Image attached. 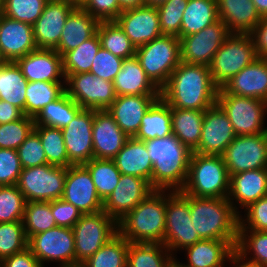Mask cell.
Masks as SVG:
<instances>
[{"label":"cell","mask_w":267,"mask_h":267,"mask_svg":"<svg viewBox=\"0 0 267 267\" xmlns=\"http://www.w3.org/2000/svg\"><path fill=\"white\" fill-rule=\"evenodd\" d=\"M93 109H82L61 129L68 154L69 166L84 165L94 158L92 127Z\"/></svg>","instance_id":"17"},{"label":"cell","mask_w":267,"mask_h":267,"mask_svg":"<svg viewBox=\"0 0 267 267\" xmlns=\"http://www.w3.org/2000/svg\"><path fill=\"white\" fill-rule=\"evenodd\" d=\"M98 25L99 21L96 18L80 6H76L66 19L56 52L63 56L66 52L74 50L97 33Z\"/></svg>","instance_id":"29"},{"label":"cell","mask_w":267,"mask_h":267,"mask_svg":"<svg viewBox=\"0 0 267 267\" xmlns=\"http://www.w3.org/2000/svg\"><path fill=\"white\" fill-rule=\"evenodd\" d=\"M101 47V42L96 33L90 39L84 41L74 50L66 52L63 58V70L65 75L90 72L93 60Z\"/></svg>","instance_id":"43"},{"label":"cell","mask_w":267,"mask_h":267,"mask_svg":"<svg viewBox=\"0 0 267 267\" xmlns=\"http://www.w3.org/2000/svg\"><path fill=\"white\" fill-rule=\"evenodd\" d=\"M66 93L83 109L107 110L116 99L113 82L91 72L65 75Z\"/></svg>","instance_id":"13"},{"label":"cell","mask_w":267,"mask_h":267,"mask_svg":"<svg viewBox=\"0 0 267 267\" xmlns=\"http://www.w3.org/2000/svg\"><path fill=\"white\" fill-rule=\"evenodd\" d=\"M46 3L47 0H4L3 15L33 25Z\"/></svg>","instance_id":"50"},{"label":"cell","mask_w":267,"mask_h":267,"mask_svg":"<svg viewBox=\"0 0 267 267\" xmlns=\"http://www.w3.org/2000/svg\"><path fill=\"white\" fill-rule=\"evenodd\" d=\"M205 111L171 107L172 134L194 152L199 145Z\"/></svg>","instance_id":"33"},{"label":"cell","mask_w":267,"mask_h":267,"mask_svg":"<svg viewBox=\"0 0 267 267\" xmlns=\"http://www.w3.org/2000/svg\"><path fill=\"white\" fill-rule=\"evenodd\" d=\"M0 267H43L31 250H25L13 254L0 262Z\"/></svg>","instance_id":"58"},{"label":"cell","mask_w":267,"mask_h":267,"mask_svg":"<svg viewBox=\"0 0 267 267\" xmlns=\"http://www.w3.org/2000/svg\"><path fill=\"white\" fill-rule=\"evenodd\" d=\"M135 57L151 82L161 90L181 63L179 37L161 35L136 48Z\"/></svg>","instance_id":"6"},{"label":"cell","mask_w":267,"mask_h":267,"mask_svg":"<svg viewBox=\"0 0 267 267\" xmlns=\"http://www.w3.org/2000/svg\"><path fill=\"white\" fill-rule=\"evenodd\" d=\"M172 267H180L176 262L172 265Z\"/></svg>","instance_id":"68"},{"label":"cell","mask_w":267,"mask_h":267,"mask_svg":"<svg viewBox=\"0 0 267 267\" xmlns=\"http://www.w3.org/2000/svg\"><path fill=\"white\" fill-rule=\"evenodd\" d=\"M34 129V118L23 115L19 120L0 124V148L17 150Z\"/></svg>","instance_id":"51"},{"label":"cell","mask_w":267,"mask_h":267,"mask_svg":"<svg viewBox=\"0 0 267 267\" xmlns=\"http://www.w3.org/2000/svg\"><path fill=\"white\" fill-rule=\"evenodd\" d=\"M191 222L201 239L238 240L239 214L228 198L188 195Z\"/></svg>","instance_id":"4"},{"label":"cell","mask_w":267,"mask_h":267,"mask_svg":"<svg viewBox=\"0 0 267 267\" xmlns=\"http://www.w3.org/2000/svg\"><path fill=\"white\" fill-rule=\"evenodd\" d=\"M66 167L45 164L24 168L21 171L17 187L26 202L53 201L61 199L66 180Z\"/></svg>","instance_id":"11"},{"label":"cell","mask_w":267,"mask_h":267,"mask_svg":"<svg viewBox=\"0 0 267 267\" xmlns=\"http://www.w3.org/2000/svg\"><path fill=\"white\" fill-rule=\"evenodd\" d=\"M242 213L239 230L267 231V195L250 204Z\"/></svg>","instance_id":"53"},{"label":"cell","mask_w":267,"mask_h":267,"mask_svg":"<svg viewBox=\"0 0 267 267\" xmlns=\"http://www.w3.org/2000/svg\"><path fill=\"white\" fill-rule=\"evenodd\" d=\"M144 142L153 163L152 188L181 191L187 179L192 151L173 134Z\"/></svg>","instance_id":"2"},{"label":"cell","mask_w":267,"mask_h":267,"mask_svg":"<svg viewBox=\"0 0 267 267\" xmlns=\"http://www.w3.org/2000/svg\"><path fill=\"white\" fill-rule=\"evenodd\" d=\"M170 135H172L171 107L160 97L141 119V126L134 138L148 141Z\"/></svg>","instance_id":"34"},{"label":"cell","mask_w":267,"mask_h":267,"mask_svg":"<svg viewBox=\"0 0 267 267\" xmlns=\"http://www.w3.org/2000/svg\"><path fill=\"white\" fill-rule=\"evenodd\" d=\"M80 7L99 22L115 21L122 12L117 0H84Z\"/></svg>","instance_id":"56"},{"label":"cell","mask_w":267,"mask_h":267,"mask_svg":"<svg viewBox=\"0 0 267 267\" xmlns=\"http://www.w3.org/2000/svg\"><path fill=\"white\" fill-rule=\"evenodd\" d=\"M249 34L253 39L257 56L267 58V17L261 18V21Z\"/></svg>","instance_id":"59"},{"label":"cell","mask_w":267,"mask_h":267,"mask_svg":"<svg viewBox=\"0 0 267 267\" xmlns=\"http://www.w3.org/2000/svg\"><path fill=\"white\" fill-rule=\"evenodd\" d=\"M152 191L154 189L147 180L121 174L117 186L103 201V211L118 222Z\"/></svg>","instance_id":"19"},{"label":"cell","mask_w":267,"mask_h":267,"mask_svg":"<svg viewBox=\"0 0 267 267\" xmlns=\"http://www.w3.org/2000/svg\"><path fill=\"white\" fill-rule=\"evenodd\" d=\"M76 266L81 265L118 233L117 222L103 210L83 214L72 227Z\"/></svg>","instance_id":"10"},{"label":"cell","mask_w":267,"mask_h":267,"mask_svg":"<svg viewBox=\"0 0 267 267\" xmlns=\"http://www.w3.org/2000/svg\"><path fill=\"white\" fill-rule=\"evenodd\" d=\"M255 4L258 14L263 17H267V0H252Z\"/></svg>","instance_id":"62"},{"label":"cell","mask_w":267,"mask_h":267,"mask_svg":"<svg viewBox=\"0 0 267 267\" xmlns=\"http://www.w3.org/2000/svg\"><path fill=\"white\" fill-rule=\"evenodd\" d=\"M113 86L116 96L160 95V90L147 77L135 56L123 60Z\"/></svg>","instance_id":"32"},{"label":"cell","mask_w":267,"mask_h":267,"mask_svg":"<svg viewBox=\"0 0 267 267\" xmlns=\"http://www.w3.org/2000/svg\"><path fill=\"white\" fill-rule=\"evenodd\" d=\"M115 22L136 48L163 35L156 6L143 5L124 10Z\"/></svg>","instance_id":"20"},{"label":"cell","mask_w":267,"mask_h":267,"mask_svg":"<svg viewBox=\"0 0 267 267\" xmlns=\"http://www.w3.org/2000/svg\"><path fill=\"white\" fill-rule=\"evenodd\" d=\"M15 62L28 81L66 82L63 58L55 49L37 48Z\"/></svg>","instance_id":"23"},{"label":"cell","mask_w":267,"mask_h":267,"mask_svg":"<svg viewBox=\"0 0 267 267\" xmlns=\"http://www.w3.org/2000/svg\"><path fill=\"white\" fill-rule=\"evenodd\" d=\"M27 83L16 62L8 61L0 68V100L15 105L24 115Z\"/></svg>","instance_id":"38"},{"label":"cell","mask_w":267,"mask_h":267,"mask_svg":"<svg viewBox=\"0 0 267 267\" xmlns=\"http://www.w3.org/2000/svg\"><path fill=\"white\" fill-rule=\"evenodd\" d=\"M28 248L43 267L49 262L58 263L57 267L76 266L72 228L56 226L33 235L28 239Z\"/></svg>","instance_id":"12"},{"label":"cell","mask_w":267,"mask_h":267,"mask_svg":"<svg viewBox=\"0 0 267 267\" xmlns=\"http://www.w3.org/2000/svg\"><path fill=\"white\" fill-rule=\"evenodd\" d=\"M36 49L32 25L0 14V50L7 61L15 62Z\"/></svg>","instance_id":"27"},{"label":"cell","mask_w":267,"mask_h":267,"mask_svg":"<svg viewBox=\"0 0 267 267\" xmlns=\"http://www.w3.org/2000/svg\"><path fill=\"white\" fill-rule=\"evenodd\" d=\"M23 115V112L15 105L0 100V124L17 121Z\"/></svg>","instance_id":"60"},{"label":"cell","mask_w":267,"mask_h":267,"mask_svg":"<svg viewBox=\"0 0 267 267\" xmlns=\"http://www.w3.org/2000/svg\"><path fill=\"white\" fill-rule=\"evenodd\" d=\"M23 225L27 239L57 226L51 212V201L26 202Z\"/></svg>","instance_id":"46"},{"label":"cell","mask_w":267,"mask_h":267,"mask_svg":"<svg viewBox=\"0 0 267 267\" xmlns=\"http://www.w3.org/2000/svg\"><path fill=\"white\" fill-rule=\"evenodd\" d=\"M97 34L101 47L123 59L135 56L136 47L115 21L99 22Z\"/></svg>","instance_id":"42"},{"label":"cell","mask_w":267,"mask_h":267,"mask_svg":"<svg viewBox=\"0 0 267 267\" xmlns=\"http://www.w3.org/2000/svg\"><path fill=\"white\" fill-rule=\"evenodd\" d=\"M65 92L57 100L45 106L34 118V125L56 127L62 129L82 110Z\"/></svg>","instance_id":"40"},{"label":"cell","mask_w":267,"mask_h":267,"mask_svg":"<svg viewBox=\"0 0 267 267\" xmlns=\"http://www.w3.org/2000/svg\"><path fill=\"white\" fill-rule=\"evenodd\" d=\"M128 138L107 110H94L92 127L94 158L113 159Z\"/></svg>","instance_id":"24"},{"label":"cell","mask_w":267,"mask_h":267,"mask_svg":"<svg viewBox=\"0 0 267 267\" xmlns=\"http://www.w3.org/2000/svg\"><path fill=\"white\" fill-rule=\"evenodd\" d=\"M230 175L221 155L192 152L181 192L195 197L228 198Z\"/></svg>","instance_id":"5"},{"label":"cell","mask_w":267,"mask_h":267,"mask_svg":"<svg viewBox=\"0 0 267 267\" xmlns=\"http://www.w3.org/2000/svg\"><path fill=\"white\" fill-rule=\"evenodd\" d=\"M216 103L231 122L236 136L267 133V102L218 89Z\"/></svg>","instance_id":"9"},{"label":"cell","mask_w":267,"mask_h":267,"mask_svg":"<svg viewBox=\"0 0 267 267\" xmlns=\"http://www.w3.org/2000/svg\"><path fill=\"white\" fill-rule=\"evenodd\" d=\"M51 212L57 226L72 228L82 213L72 204L61 199L51 201Z\"/></svg>","instance_id":"57"},{"label":"cell","mask_w":267,"mask_h":267,"mask_svg":"<svg viewBox=\"0 0 267 267\" xmlns=\"http://www.w3.org/2000/svg\"><path fill=\"white\" fill-rule=\"evenodd\" d=\"M219 20L216 0H188L181 22V36L201 31Z\"/></svg>","instance_id":"37"},{"label":"cell","mask_w":267,"mask_h":267,"mask_svg":"<svg viewBox=\"0 0 267 267\" xmlns=\"http://www.w3.org/2000/svg\"><path fill=\"white\" fill-rule=\"evenodd\" d=\"M84 166L92 176L99 197L104 201L113 192L121 176L114 160L92 158Z\"/></svg>","instance_id":"44"},{"label":"cell","mask_w":267,"mask_h":267,"mask_svg":"<svg viewBox=\"0 0 267 267\" xmlns=\"http://www.w3.org/2000/svg\"><path fill=\"white\" fill-rule=\"evenodd\" d=\"M123 60V58L113 55L103 47H100L93 60L90 72L103 80L113 82L121 70Z\"/></svg>","instance_id":"54"},{"label":"cell","mask_w":267,"mask_h":267,"mask_svg":"<svg viewBox=\"0 0 267 267\" xmlns=\"http://www.w3.org/2000/svg\"><path fill=\"white\" fill-rule=\"evenodd\" d=\"M8 61L4 58L2 55V52L0 50V68L3 67Z\"/></svg>","instance_id":"65"},{"label":"cell","mask_w":267,"mask_h":267,"mask_svg":"<svg viewBox=\"0 0 267 267\" xmlns=\"http://www.w3.org/2000/svg\"><path fill=\"white\" fill-rule=\"evenodd\" d=\"M65 92V82L28 81L25 115L35 118L45 106L57 100Z\"/></svg>","instance_id":"39"},{"label":"cell","mask_w":267,"mask_h":267,"mask_svg":"<svg viewBox=\"0 0 267 267\" xmlns=\"http://www.w3.org/2000/svg\"><path fill=\"white\" fill-rule=\"evenodd\" d=\"M235 256L248 265L267 267V231L239 230Z\"/></svg>","instance_id":"36"},{"label":"cell","mask_w":267,"mask_h":267,"mask_svg":"<svg viewBox=\"0 0 267 267\" xmlns=\"http://www.w3.org/2000/svg\"><path fill=\"white\" fill-rule=\"evenodd\" d=\"M84 0H69V2L74 3L76 6H80Z\"/></svg>","instance_id":"66"},{"label":"cell","mask_w":267,"mask_h":267,"mask_svg":"<svg viewBox=\"0 0 267 267\" xmlns=\"http://www.w3.org/2000/svg\"><path fill=\"white\" fill-rule=\"evenodd\" d=\"M237 241L238 240L202 239L182 251H185V262L184 260L180 262V259L176 257V263L180 267L228 266L227 264H230L232 258L235 256Z\"/></svg>","instance_id":"22"},{"label":"cell","mask_w":267,"mask_h":267,"mask_svg":"<svg viewBox=\"0 0 267 267\" xmlns=\"http://www.w3.org/2000/svg\"><path fill=\"white\" fill-rule=\"evenodd\" d=\"M218 89L209 66L181 61L160 90V97L170 107L205 111L216 104Z\"/></svg>","instance_id":"1"},{"label":"cell","mask_w":267,"mask_h":267,"mask_svg":"<svg viewBox=\"0 0 267 267\" xmlns=\"http://www.w3.org/2000/svg\"><path fill=\"white\" fill-rule=\"evenodd\" d=\"M166 190H154L117 222L129 242L162 243L165 237Z\"/></svg>","instance_id":"3"},{"label":"cell","mask_w":267,"mask_h":267,"mask_svg":"<svg viewBox=\"0 0 267 267\" xmlns=\"http://www.w3.org/2000/svg\"><path fill=\"white\" fill-rule=\"evenodd\" d=\"M232 33L220 19L201 31L180 36L181 61L209 66L212 58Z\"/></svg>","instance_id":"15"},{"label":"cell","mask_w":267,"mask_h":267,"mask_svg":"<svg viewBox=\"0 0 267 267\" xmlns=\"http://www.w3.org/2000/svg\"><path fill=\"white\" fill-rule=\"evenodd\" d=\"M76 5L69 1H47L41 16L32 25L38 49H56L66 19Z\"/></svg>","instance_id":"21"},{"label":"cell","mask_w":267,"mask_h":267,"mask_svg":"<svg viewBox=\"0 0 267 267\" xmlns=\"http://www.w3.org/2000/svg\"><path fill=\"white\" fill-rule=\"evenodd\" d=\"M47 1H69V0H47Z\"/></svg>","instance_id":"69"},{"label":"cell","mask_w":267,"mask_h":267,"mask_svg":"<svg viewBox=\"0 0 267 267\" xmlns=\"http://www.w3.org/2000/svg\"><path fill=\"white\" fill-rule=\"evenodd\" d=\"M188 195L166 190L165 237L163 245L176 258L178 251L202 240L191 222Z\"/></svg>","instance_id":"7"},{"label":"cell","mask_w":267,"mask_h":267,"mask_svg":"<svg viewBox=\"0 0 267 267\" xmlns=\"http://www.w3.org/2000/svg\"><path fill=\"white\" fill-rule=\"evenodd\" d=\"M22 169L17 150L0 148V186L17 185Z\"/></svg>","instance_id":"55"},{"label":"cell","mask_w":267,"mask_h":267,"mask_svg":"<svg viewBox=\"0 0 267 267\" xmlns=\"http://www.w3.org/2000/svg\"><path fill=\"white\" fill-rule=\"evenodd\" d=\"M17 153L23 169L48 164L39 135L34 130L17 148Z\"/></svg>","instance_id":"52"},{"label":"cell","mask_w":267,"mask_h":267,"mask_svg":"<svg viewBox=\"0 0 267 267\" xmlns=\"http://www.w3.org/2000/svg\"><path fill=\"white\" fill-rule=\"evenodd\" d=\"M113 160L121 174L143 178L152 187L153 163L144 141L129 137Z\"/></svg>","instance_id":"30"},{"label":"cell","mask_w":267,"mask_h":267,"mask_svg":"<svg viewBox=\"0 0 267 267\" xmlns=\"http://www.w3.org/2000/svg\"><path fill=\"white\" fill-rule=\"evenodd\" d=\"M188 0H167L156 8L163 35L181 36V22Z\"/></svg>","instance_id":"49"},{"label":"cell","mask_w":267,"mask_h":267,"mask_svg":"<svg viewBox=\"0 0 267 267\" xmlns=\"http://www.w3.org/2000/svg\"><path fill=\"white\" fill-rule=\"evenodd\" d=\"M145 1V5H150V6H158L164 2H166L167 0H144Z\"/></svg>","instance_id":"64"},{"label":"cell","mask_w":267,"mask_h":267,"mask_svg":"<svg viewBox=\"0 0 267 267\" xmlns=\"http://www.w3.org/2000/svg\"><path fill=\"white\" fill-rule=\"evenodd\" d=\"M222 89L229 94L267 102V58H256L226 82Z\"/></svg>","instance_id":"28"},{"label":"cell","mask_w":267,"mask_h":267,"mask_svg":"<svg viewBox=\"0 0 267 267\" xmlns=\"http://www.w3.org/2000/svg\"><path fill=\"white\" fill-rule=\"evenodd\" d=\"M236 137L228 116L216 103L205 110L198 148L203 155H222Z\"/></svg>","instance_id":"18"},{"label":"cell","mask_w":267,"mask_h":267,"mask_svg":"<svg viewBox=\"0 0 267 267\" xmlns=\"http://www.w3.org/2000/svg\"><path fill=\"white\" fill-rule=\"evenodd\" d=\"M4 0H0V14H3Z\"/></svg>","instance_id":"67"},{"label":"cell","mask_w":267,"mask_h":267,"mask_svg":"<svg viewBox=\"0 0 267 267\" xmlns=\"http://www.w3.org/2000/svg\"><path fill=\"white\" fill-rule=\"evenodd\" d=\"M218 17L231 33L249 34L261 21L252 0H216Z\"/></svg>","instance_id":"31"},{"label":"cell","mask_w":267,"mask_h":267,"mask_svg":"<svg viewBox=\"0 0 267 267\" xmlns=\"http://www.w3.org/2000/svg\"><path fill=\"white\" fill-rule=\"evenodd\" d=\"M175 262L162 243L129 242L127 267H172Z\"/></svg>","instance_id":"35"},{"label":"cell","mask_w":267,"mask_h":267,"mask_svg":"<svg viewBox=\"0 0 267 267\" xmlns=\"http://www.w3.org/2000/svg\"><path fill=\"white\" fill-rule=\"evenodd\" d=\"M27 247L23 221L0 223V262Z\"/></svg>","instance_id":"47"},{"label":"cell","mask_w":267,"mask_h":267,"mask_svg":"<svg viewBox=\"0 0 267 267\" xmlns=\"http://www.w3.org/2000/svg\"><path fill=\"white\" fill-rule=\"evenodd\" d=\"M255 267L248 265L244 262H242L240 259H238L236 256H234L229 264V267Z\"/></svg>","instance_id":"63"},{"label":"cell","mask_w":267,"mask_h":267,"mask_svg":"<svg viewBox=\"0 0 267 267\" xmlns=\"http://www.w3.org/2000/svg\"><path fill=\"white\" fill-rule=\"evenodd\" d=\"M62 199L74 205L81 213L91 214L103 210L92 176L84 165L67 167Z\"/></svg>","instance_id":"16"},{"label":"cell","mask_w":267,"mask_h":267,"mask_svg":"<svg viewBox=\"0 0 267 267\" xmlns=\"http://www.w3.org/2000/svg\"><path fill=\"white\" fill-rule=\"evenodd\" d=\"M122 11L145 5L144 0H117Z\"/></svg>","instance_id":"61"},{"label":"cell","mask_w":267,"mask_h":267,"mask_svg":"<svg viewBox=\"0 0 267 267\" xmlns=\"http://www.w3.org/2000/svg\"><path fill=\"white\" fill-rule=\"evenodd\" d=\"M26 200L17 185L0 186V223L23 221Z\"/></svg>","instance_id":"48"},{"label":"cell","mask_w":267,"mask_h":267,"mask_svg":"<svg viewBox=\"0 0 267 267\" xmlns=\"http://www.w3.org/2000/svg\"><path fill=\"white\" fill-rule=\"evenodd\" d=\"M265 195H267V168L248 170L230 176L228 201L239 215L250 204Z\"/></svg>","instance_id":"26"},{"label":"cell","mask_w":267,"mask_h":267,"mask_svg":"<svg viewBox=\"0 0 267 267\" xmlns=\"http://www.w3.org/2000/svg\"><path fill=\"white\" fill-rule=\"evenodd\" d=\"M258 58L250 34L232 33L218 49L209 65L212 80L218 88Z\"/></svg>","instance_id":"8"},{"label":"cell","mask_w":267,"mask_h":267,"mask_svg":"<svg viewBox=\"0 0 267 267\" xmlns=\"http://www.w3.org/2000/svg\"><path fill=\"white\" fill-rule=\"evenodd\" d=\"M128 247L129 241L117 233L80 266L127 267Z\"/></svg>","instance_id":"41"},{"label":"cell","mask_w":267,"mask_h":267,"mask_svg":"<svg viewBox=\"0 0 267 267\" xmlns=\"http://www.w3.org/2000/svg\"><path fill=\"white\" fill-rule=\"evenodd\" d=\"M221 156L230 176L267 168V133L236 136Z\"/></svg>","instance_id":"14"},{"label":"cell","mask_w":267,"mask_h":267,"mask_svg":"<svg viewBox=\"0 0 267 267\" xmlns=\"http://www.w3.org/2000/svg\"><path fill=\"white\" fill-rule=\"evenodd\" d=\"M41 140L47 163L56 166L69 167V159L60 128L34 125L33 129Z\"/></svg>","instance_id":"45"},{"label":"cell","mask_w":267,"mask_h":267,"mask_svg":"<svg viewBox=\"0 0 267 267\" xmlns=\"http://www.w3.org/2000/svg\"><path fill=\"white\" fill-rule=\"evenodd\" d=\"M159 98L160 95L116 96L107 111L128 137H134L141 126V119Z\"/></svg>","instance_id":"25"}]
</instances>
